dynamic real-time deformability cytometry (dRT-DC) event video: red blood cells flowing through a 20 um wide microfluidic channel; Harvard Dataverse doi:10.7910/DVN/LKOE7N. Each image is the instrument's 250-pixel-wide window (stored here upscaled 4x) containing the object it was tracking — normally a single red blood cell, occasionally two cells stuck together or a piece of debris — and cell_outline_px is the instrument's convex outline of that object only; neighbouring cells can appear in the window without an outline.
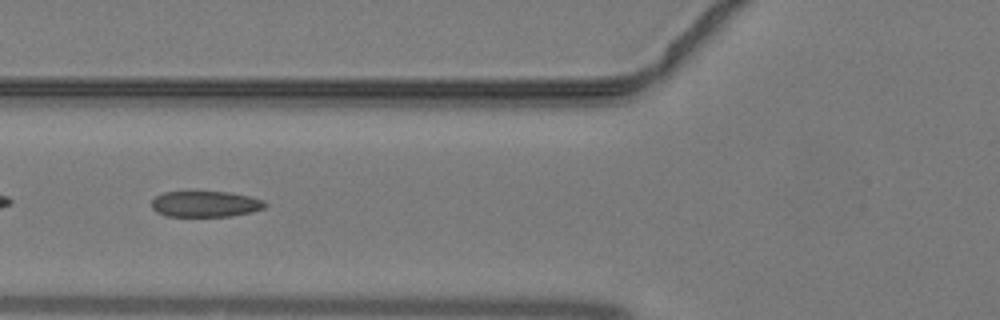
{"species": "common noctule bat (a hibernating species)", "species_latin": "Nyctalus noctula", "temperature_condition": "warm", "stored_images_in_passage": 40, "camera_frame_rate_fps": 3000, "um_per_image_px": 0.085, "animal": {"sex": "male", "body_mass_g": 19.2, "forearm_length_mm": 51.8}, "frame": {"image": 1, "passage_image": 13, "time_ms": 4.0, "image_size_px": [1000, 320], "cell_outline_px": [[268, 204], [264, 208], [252, 212], [232, 216], [168, 216], [156, 212], [152, 208], [152, 200], [156, 196], [164, 192], [228, 192], [248, 196], [264, 200]], "centroid_in_image_um": [17.48, 17.34], "position_along_channel_um": 108.3, "area_um2": 17.11}}
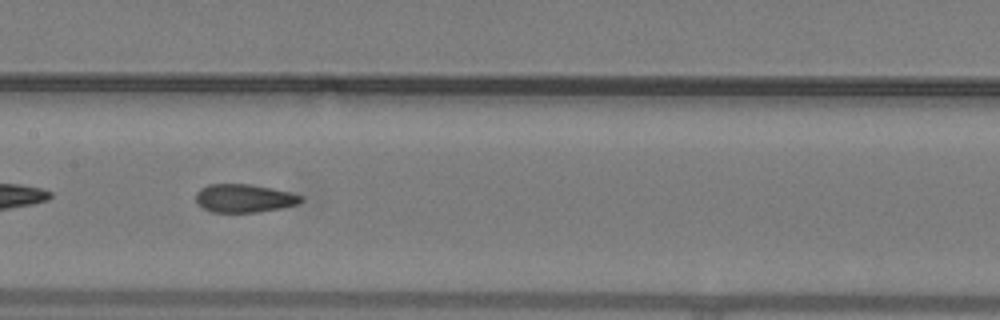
{"frame": {"image": 2, "passage_image": 18, "time_ms": 5.667, "image_size_px": [1000, 320], "cell_outline_px": [[304, 200], [300, 204], [280, 208], [256, 212], [212, 212], [204, 208], [196, 200], [196, 192], [200, 188], [208, 184], [252, 184], [272, 188], [304, 196]], "centroid_in_image_um": [20.78, 16.84], "position_along_channel_um": 186.6, "area_um2": 17.34}}
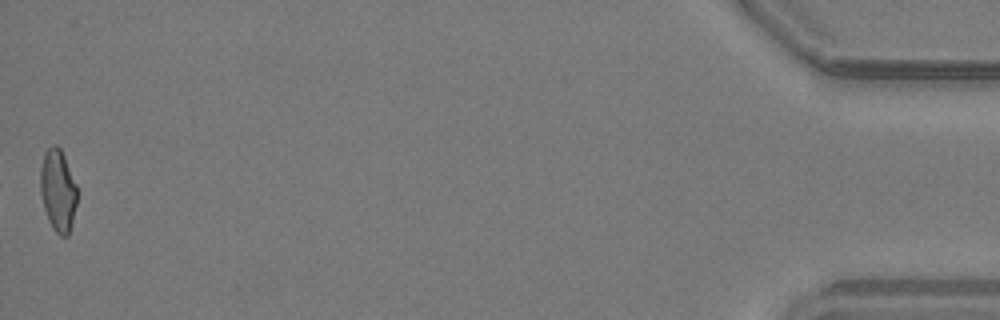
{"frame": {"image": 3, "passage_image": 40, "time_ms": 13.0, "image_size_px": [1000, 320], "cell_outline_px": [[76, 204], [68, 236], [60, 236], [52, 228], [48, 220], [44, 208], [40, 192], [40, 168], [44, 152], [52, 144], [56, 144], [60, 148], [64, 156], [76, 184]], "centroid_in_image_um": [4.9, 16.17], "position_along_channel_um": 430.3, "area_um2": 17.51}}